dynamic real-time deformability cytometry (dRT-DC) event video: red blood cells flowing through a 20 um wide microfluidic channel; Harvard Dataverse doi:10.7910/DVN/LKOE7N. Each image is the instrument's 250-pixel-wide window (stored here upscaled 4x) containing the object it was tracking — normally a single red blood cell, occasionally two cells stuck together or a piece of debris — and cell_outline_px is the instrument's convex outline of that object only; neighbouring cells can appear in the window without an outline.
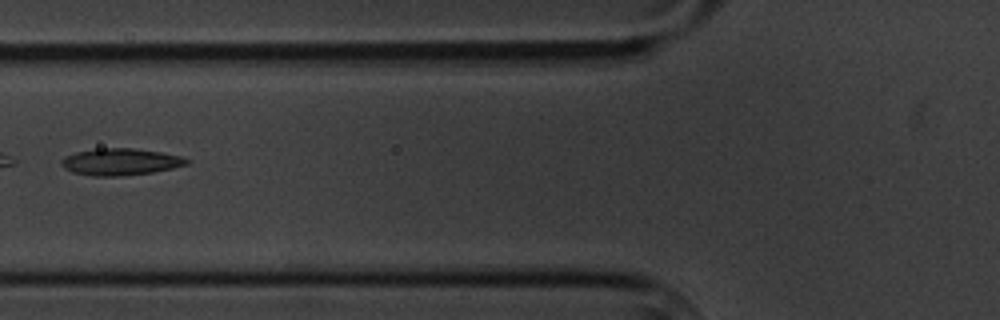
{"species": "common noctule bat (a hibernating species)", "species_latin": "Nyctalus noctula", "temperature_condition": "cold", "stored_images_in_passage": 6, "camera_frame_rate_fps": 3000, "um_per_image_px": 0.085, "animal": {"sex": "male", "body_mass_g": 20.1, "forearm_length_mm": 53.5}, "frame": {"image": 1, "passage_image": 6, "time_ms": 6.0, "image_size_px": [1000, 320], "cell_outline_px": [[192, 160], [188, 164], [172, 168], [152, 172], [120, 176], [92, 176], [72, 172], [64, 168], [60, 164], [60, 160], [64, 156], [76, 152], [96, 148], [132, 148], [160, 152], [180, 156]], "centroid_in_image_um": [10.21, 13.75], "position_along_channel_um": 115.6, "area_um2": 19.65}}